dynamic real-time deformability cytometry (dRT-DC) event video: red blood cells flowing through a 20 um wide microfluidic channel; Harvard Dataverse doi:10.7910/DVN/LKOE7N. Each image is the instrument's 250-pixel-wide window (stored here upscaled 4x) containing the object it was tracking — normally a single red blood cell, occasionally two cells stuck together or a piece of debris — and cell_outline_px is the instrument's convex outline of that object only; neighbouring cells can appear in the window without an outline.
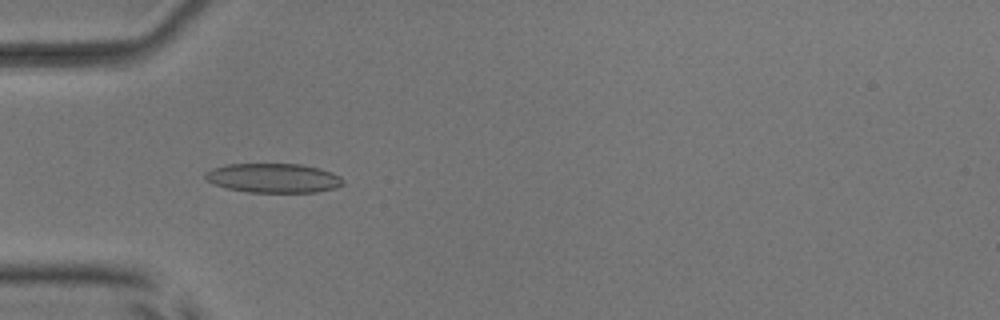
{"species": "common noctule bat (a hibernating species)", "species_latin": "Nyctalus noctula", "temperature_condition": "room temperature", "stored_images_in_passage": 54, "camera_frame_rate_fps": 3000, "um_per_image_px": 0.085, "animal": {"sex": "male", "body_mass_g": 17.9, "forearm_length_mm": 54.2}, "frame": {"image": 1, "passage_image": 17, "time_ms": 5.333, "image_size_px": [1000, 320], "cell_outline_px": [[344, 184], [336, 188], [316, 192], [248, 192], [228, 188], [212, 184], [204, 176], [204, 172], [212, 168], [228, 164], [300, 164], [320, 168], [332, 172], [340, 176], [344, 180]], "centroid_in_image_um": [23.26, 15.13], "position_along_channel_um": 61.7, "area_um2": 23.64}}
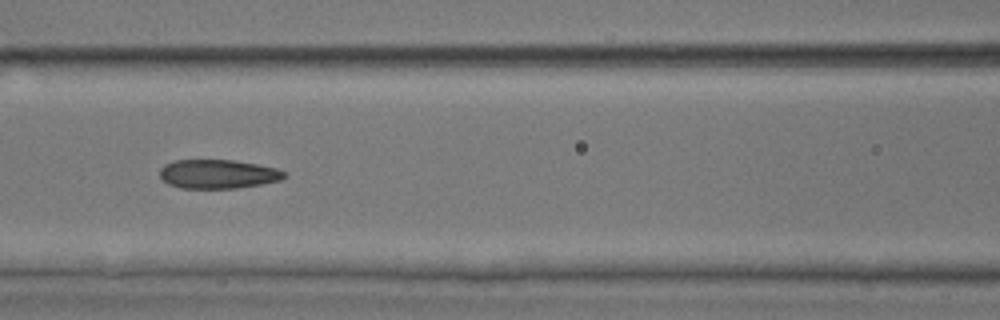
{"frame": {"image": 2, "passage_image": 24, "time_ms": 7.667, "image_size_px": [1000, 320], "cell_outline_px": [[288, 176], [280, 180], [260, 184], [236, 188], [180, 188], [168, 184], [160, 176], [160, 168], [164, 164], [172, 160], [232, 160], [256, 164], [276, 168], [284, 172]], "centroid_in_image_um": [18.5, 14.79], "position_along_channel_um": 148.1, "area_um2": 20.98}}
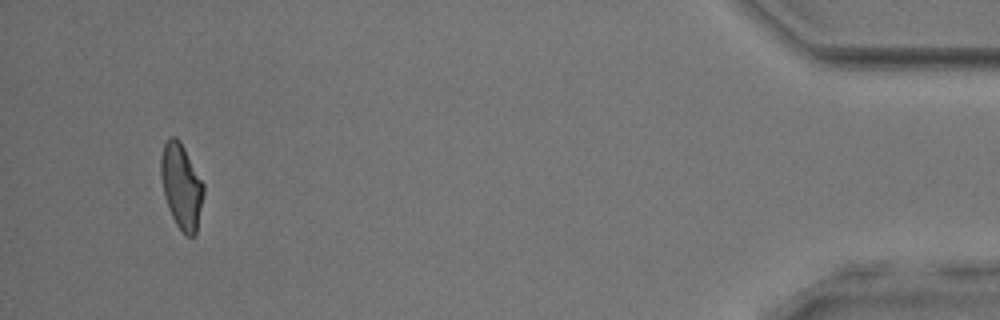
{"frame": {"image": 3, "passage_image": 51, "time_ms": 16.667, "image_size_px": [1000, 320], "cell_outline_px": [[204, 192], [196, 232], [192, 236], [184, 236], [176, 224], [168, 208], [164, 196], [160, 176], [160, 160], [164, 144], [172, 136], [176, 136], [180, 140], [204, 184]], "centroid_in_image_um": [15.4, 15.83], "position_along_channel_um": 419.8, "area_um2": 21.15}, "authors_computed_cell_mechanics": {"area_um2": 21.9351, "velocity_mm_per_s": 3.8354, "shape_relaxation_time_tau1_ms": 6.7292, "shape_relaxation_time_tau2_ms": 1.7146, "deformation_change_tau1": 0.1874, "deformation_change_tau2": 0.0854}}